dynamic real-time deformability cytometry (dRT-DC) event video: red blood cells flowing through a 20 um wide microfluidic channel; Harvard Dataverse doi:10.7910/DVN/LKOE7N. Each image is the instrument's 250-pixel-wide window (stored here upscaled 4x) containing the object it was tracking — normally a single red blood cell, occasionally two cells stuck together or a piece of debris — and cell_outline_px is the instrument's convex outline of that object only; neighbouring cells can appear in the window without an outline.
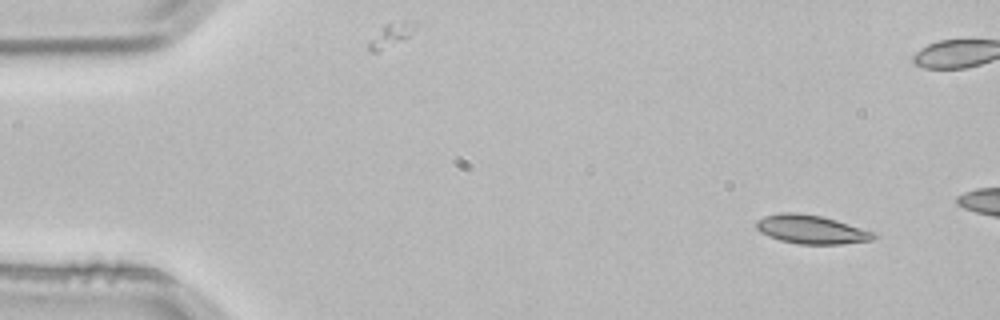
{"species": "common noctule bat (a hibernating species)", "species_latin": "Nyctalus noctula", "temperature_condition": "room temperature", "stored_images_in_passage": 3, "camera_frame_rate_fps": 3000, "um_per_image_px": 0.085, "animal": {"sex": "male", "body_mass_g": 21.5, "forearm_length_mm": 52.0}, "frame": {"image": 1, "passage_image": 1, "time_ms": 0.0, "image_size_px": [1000, 320], "cell_outline_px": [[880, 232], [872, 240], [840, 244], [800, 244], [780, 240], [768, 236], [760, 232], [756, 228], [756, 220], [764, 216], [780, 212], [800, 212], [820, 216], [836, 220]], "centroid_in_image_um": [68.99, 19.49], "position_along_channel_um": 16.0, "area_um2": 19.94}}